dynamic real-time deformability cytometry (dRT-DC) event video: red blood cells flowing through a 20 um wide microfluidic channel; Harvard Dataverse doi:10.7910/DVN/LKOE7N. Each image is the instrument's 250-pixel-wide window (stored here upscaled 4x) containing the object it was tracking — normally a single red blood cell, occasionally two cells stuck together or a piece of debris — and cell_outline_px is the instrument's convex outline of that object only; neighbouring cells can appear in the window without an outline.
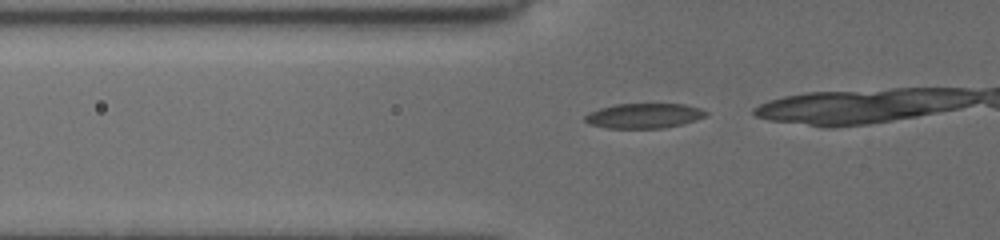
{"species": "common noctule bat (a hibernating species)", "species_latin": "Nyctalus noctula", "temperature_condition": "cold", "stored_images_in_passage": 20, "camera_frame_rate_fps": 3000, "um_per_image_px": 0.085, "animal": {"sex": "female", "body_mass_g": 19.5, "forearm_length_mm": 54.1}, "frame": {"image": 1, "passage_image": 15, "time_ms": 4.667, "image_size_px": [1000, 240], "cell_outline_px": [[708, 116], [684, 124], [664, 128], [608, 128], [588, 124], [584, 120], [584, 116], [588, 112], [600, 108], [616, 104], [684, 104], [700, 108], [708, 112]], "centroid_in_image_um": [54.75, 9.84], "position_along_channel_um": 71.0, "area_um2": 17.74}}
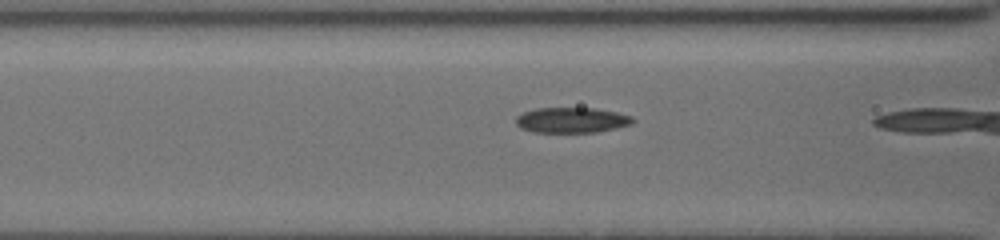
{"frame": {"image": 2, "passage_image": 19, "time_ms": 6.0, "image_size_px": [1000, 240], "cell_outline_px": [[636, 120], [632, 124], [616, 128], [596, 132], [532, 132], [520, 128], [516, 124], [516, 116], [524, 112], [536, 108], [596, 108], [616, 112], [632, 116]], "centroid_in_image_um": [48.6, 10.21], "position_along_channel_um": 118.0, "area_um2": 17.4}}